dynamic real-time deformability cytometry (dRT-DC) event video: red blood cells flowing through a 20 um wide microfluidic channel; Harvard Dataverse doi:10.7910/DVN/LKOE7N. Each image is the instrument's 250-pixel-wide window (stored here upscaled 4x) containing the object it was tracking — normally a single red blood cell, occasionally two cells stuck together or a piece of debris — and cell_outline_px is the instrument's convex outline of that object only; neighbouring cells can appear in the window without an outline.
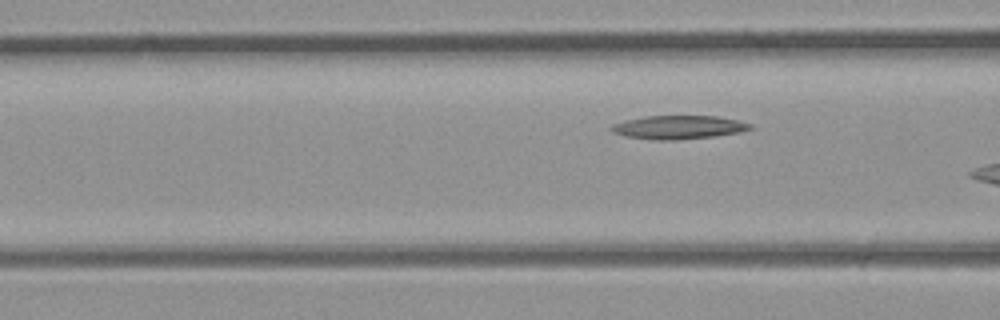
{"species": "common noctule bat (a hibernating species)", "species_latin": "Nyctalus noctula", "temperature_condition": "room temperature", "stored_images_in_passage": 5, "segment_of_instrument_passage": [2, 2], "camera_frame_rate_fps": 3000, "um_per_image_px": 0.085, "animal": {"sex": "male", "body_mass_g": 23.1, "forearm_length_mm": 52.7}, "frame": {"image": 1, "passage_image": 5, "time_ms": 1.333, "image_size_px": [1000, 320], "cell_outline_px": [[752, 128], [740, 132], [716, 136], [672, 140], [656, 140], [624, 136], [612, 132], [608, 128], [612, 124], [624, 120], [644, 116], [716, 116], [736, 120], [752, 124]], "centroid_in_image_um": [57.62, 10.81], "position_along_channel_um": 109.0, "area_um2": 19.07}}